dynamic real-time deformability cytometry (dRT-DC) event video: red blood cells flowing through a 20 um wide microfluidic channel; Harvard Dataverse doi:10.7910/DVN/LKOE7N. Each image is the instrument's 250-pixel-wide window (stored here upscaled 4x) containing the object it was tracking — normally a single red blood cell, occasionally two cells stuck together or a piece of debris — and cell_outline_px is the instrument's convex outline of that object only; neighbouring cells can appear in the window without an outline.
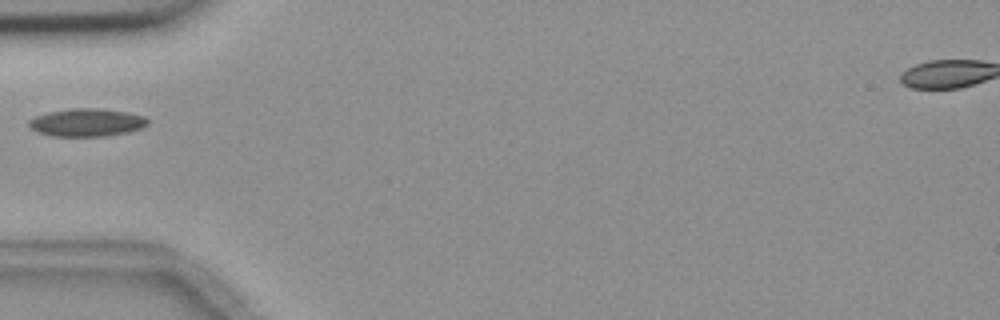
{"species": "common noctule bat (a hibernating species)", "species_latin": "Nyctalus noctula", "temperature_condition": "room temperature", "stored_images_in_passage": 7, "camera_frame_rate_fps": 3000, "um_per_image_px": 0.085, "animal": {"sex": "female", "body_mass_g": 18.4}, "frame": {"image": 1, "passage_image": 7, "time_ms": 7.667, "image_size_px": [1000, 320], "cell_outline_px": [[148, 124], [140, 128], [128, 132], [104, 136], [52, 136], [36, 132], [28, 124], [28, 120], [36, 116], [48, 112], [68, 108], [96, 108], [128, 112], [144, 116], [148, 120]], "centroid_in_image_um": [7.35, 10.4], "position_along_channel_um": 77.6, "area_um2": 19.31}}